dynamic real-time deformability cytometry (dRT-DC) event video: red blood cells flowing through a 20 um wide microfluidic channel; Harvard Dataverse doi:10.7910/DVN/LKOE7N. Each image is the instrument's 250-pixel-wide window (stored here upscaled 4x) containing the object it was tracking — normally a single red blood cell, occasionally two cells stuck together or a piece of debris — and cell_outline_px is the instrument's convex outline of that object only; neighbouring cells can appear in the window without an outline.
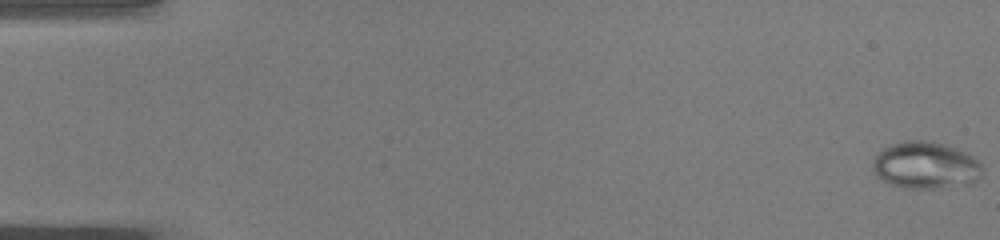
{"species": "common noctule bat (a hibernating species)", "species_latin": "Nyctalus noctula", "temperature_condition": "warm", "stored_images_in_passage": 50, "camera_frame_rate_fps": 3000, "um_per_image_px": 0.085, "animal": {"sex": "male", "body_mass_g": 19.0, "forearm_length_mm": 50.8}, "frame": {"image": 1, "passage_image": 1, "time_ms": 0.0, "image_size_px": [1000, 240], "cell_outline_px": [[984, 172], [972, 184], [940, 188], [904, 188], [888, 184], [880, 180], [876, 176], [872, 168], [872, 164], [880, 148], [904, 140], [924, 140], [944, 144], [968, 152], [984, 168]], "centroid_in_image_um": [78.66, 14.06], "position_along_channel_um": 6.3, "area_um2": 30.58}}
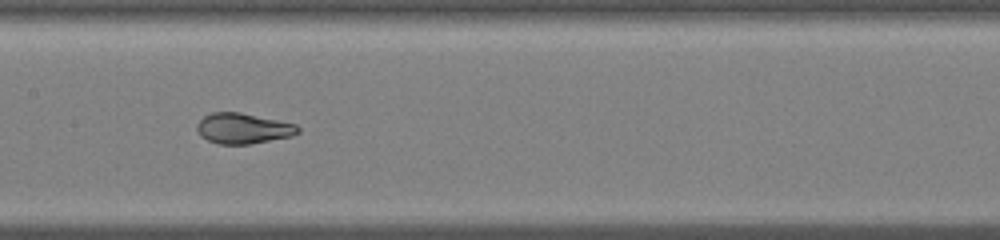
{"frame": {"image": 2, "passage_image": 26, "time_ms": 8.333, "image_size_px": [1000, 240], "cell_outline_px": [[300, 132], [292, 136], [248, 144], [220, 144], [208, 140], [200, 136], [196, 128], [196, 124], [204, 116], [212, 112], [240, 112], [296, 124], [300, 128]], "centroid_in_image_um": [20.65, 10.91], "position_along_channel_um": 186.7, "area_um2": 17.92}}
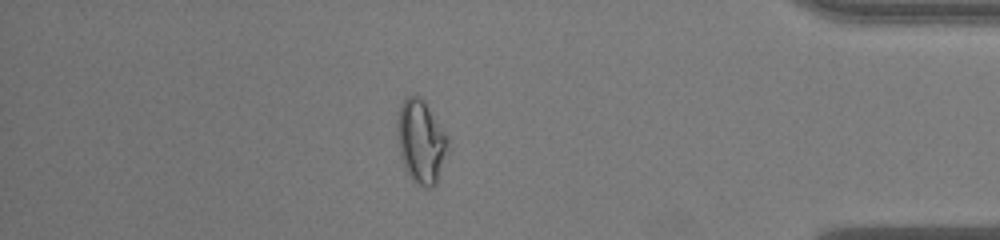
{"frame": {"image": 3, "passage_image": 44, "time_ms": 14.333, "image_size_px": [1000, 240], "cell_outline_px": [[448, 148], [436, 184], [432, 188], [424, 188], [416, 184], [412, 180], [404, 168], [400, 152], [396, 120], [400, 108], [404, 100], [408, 96], [420, 96], [424, 100], [448, 136]], "centroid_in_image_um": [35.79, 12.05], "position_along_channel_um": 399.4, "area_um2": 24.51}}